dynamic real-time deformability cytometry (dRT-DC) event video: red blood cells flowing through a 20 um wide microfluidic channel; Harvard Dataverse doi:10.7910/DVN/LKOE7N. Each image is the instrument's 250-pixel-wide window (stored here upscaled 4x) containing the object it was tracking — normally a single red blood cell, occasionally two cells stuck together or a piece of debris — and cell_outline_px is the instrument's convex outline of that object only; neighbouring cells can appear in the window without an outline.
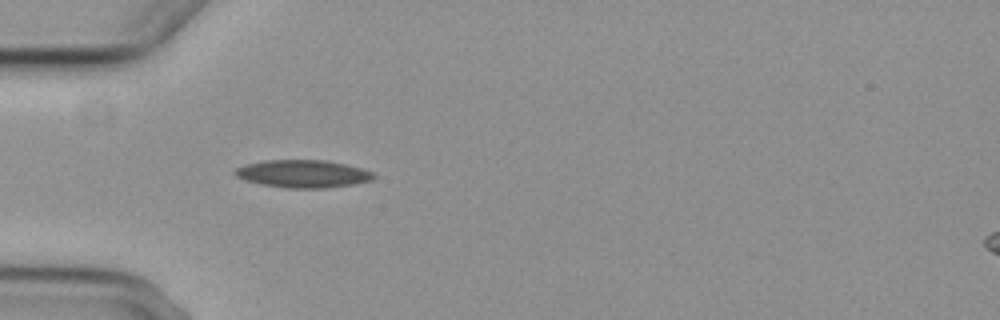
{"species": "common noctule bat (a hibernating species)", "species_latin": "Nyctalus noctula", "temperature_condition": "cold", "stored_images_in_passage": 6, "camera_frame_rate_fps": 3000, "um_per_image_px": 0.085, "animal": {"sex": "female", "body_mass_g": 29.2, "forearm_length_mm": 56.3}, "frame": {"image": 1, "passage_image": 6, "time_ms": 5.667, "image_size_px": [1000, 320], "cell_outline_px": [[376, 176], [372, 180], [356, 184], [328, 188], [284, 188], [260, 184], [244, 180], [236, 176], [232, 172], [236, 168], [244, 164], [264, 160], [324, 160], [344, 164], [360, 168], [372, 172]], "centroid_in_image_um": [25.72, 14.78], "position_along_channel_um": 59.3, "area_um2": 22.54}}